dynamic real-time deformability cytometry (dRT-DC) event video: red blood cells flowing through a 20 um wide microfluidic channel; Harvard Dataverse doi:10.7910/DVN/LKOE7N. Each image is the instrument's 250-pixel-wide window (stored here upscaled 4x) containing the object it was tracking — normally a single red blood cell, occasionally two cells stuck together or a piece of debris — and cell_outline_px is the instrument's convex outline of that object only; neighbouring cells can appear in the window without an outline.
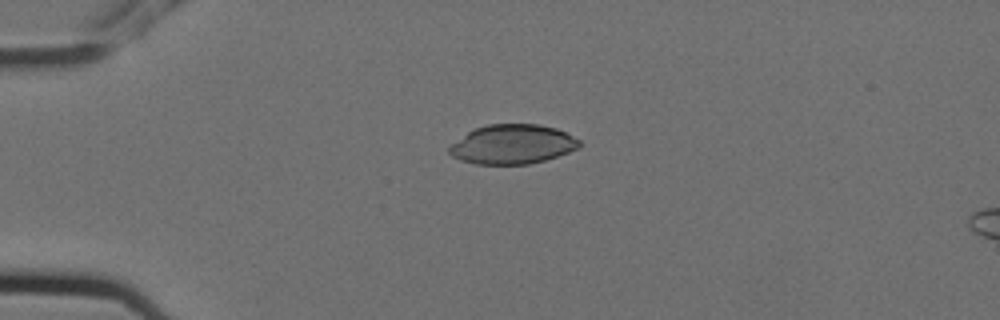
{"species": "Egyptian fruit bat (a non-hibernating species)", "species_latin": "Rousettus aegyptiacus", "temperature_condition": "cold", "stored_images_in_passage": 3, "camera_frame_rate_fps": 3000, "um_per_image_px": 0.085, "animal": {"sex": "female"}, "frame": {"image": 1, "passage_image": 1, "time_ms": 0.0, "image_size_px": [1000, 320], "cell_outline_px": [[580, 148], [544, 160], [528, 164], [476, 164], [460, 160], [452, 156], [448, 152], [448, 148], [452, 144], [468, 132], [476, 128], [488, 124], [536, 124], [556, 128], [580, 140]], "centroid_in_image_um": [43.55, 12.27], "position_along_channel_um": 41.4, "area_um2": 29.65}}